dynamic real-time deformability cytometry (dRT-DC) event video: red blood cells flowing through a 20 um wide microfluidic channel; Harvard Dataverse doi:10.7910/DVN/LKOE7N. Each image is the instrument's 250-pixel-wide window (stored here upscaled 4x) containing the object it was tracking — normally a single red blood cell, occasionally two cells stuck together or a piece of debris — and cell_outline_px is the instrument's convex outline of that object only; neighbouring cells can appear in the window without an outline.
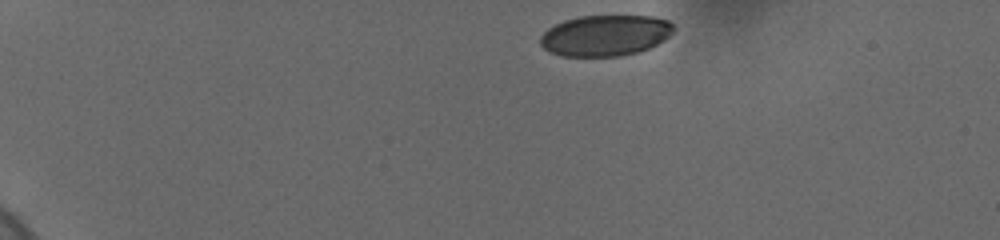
{"species": "human", "species_latin": "Homo sapiens", "temperature_condition": "cold", "stored_images_in_passage": 14, "camera_frame_rate_fps": 3000, "um_per_image_px": 0.085, "donor": {"sex": "female"}, "frame": {"image": 1, "passage_image": 1, "time_ms": 0.0, "image_size_px": [1000, 240], "cell_outline_px": [[672, 32], [664, 40], [640, 52], [620, 56], [560, 56], [544, 48], [540, 44], [540, 36], [548, 28], [564, 20], [580, 16], [652, 16], [668, 20], [672, 24]], "centroid_in_image_um": [51.43, 3.01], "position_along_channel_um": 33.6, "area_um2": 31.73}}
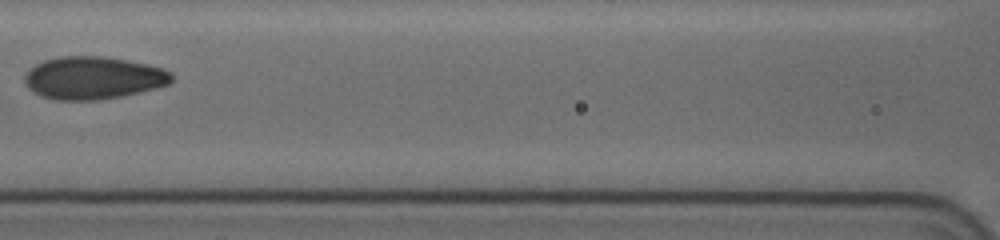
{"frame": {"image": 2, "passage_image": 12, "time_ms": 6.0, "image_size_px": [1000, 240], "cell_outline_px": [[172, 80], [168, 84], [156, 88], [120, 96], [96, 100], [56, 100], [40, 96], [28, 88], [24, 80], [24, 76], [36, 64], [44, 60], [60, 56], [104, 56], [128, 60], [148, 64], [164, 68], [172, 72]], "centroid_in_image_um": [7.93, 6.61], "position_along_channel_um": 158.7, "area_um2": 36.53}}
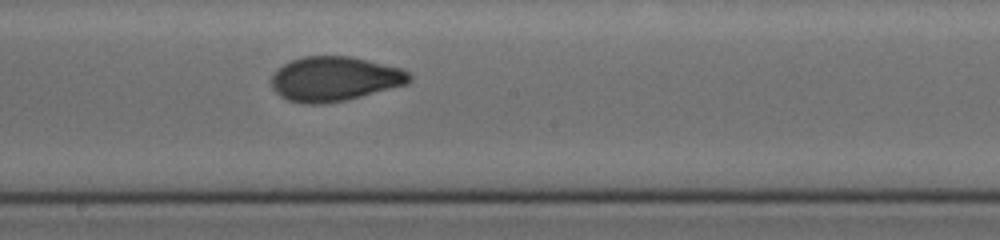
{"frame": {"image": 3, "passage_image": 14, "time_ms": 7.667, "image_size_px": [1000, 240], "cell_outline_px": [[412, 80], [408, 84], [348, 100], [320, 104], [308, 104], [288, 100], [280, 96], [272, 88], [272, 72], [276, 68], [292, 60], [304, 56], [352, 56], [400, 68], [408, 72], [412, 76]], "centroid_in_image_um": [28.44, 6.7], "position_along_channel_um": 219.8, "area_um2": 36.07}}